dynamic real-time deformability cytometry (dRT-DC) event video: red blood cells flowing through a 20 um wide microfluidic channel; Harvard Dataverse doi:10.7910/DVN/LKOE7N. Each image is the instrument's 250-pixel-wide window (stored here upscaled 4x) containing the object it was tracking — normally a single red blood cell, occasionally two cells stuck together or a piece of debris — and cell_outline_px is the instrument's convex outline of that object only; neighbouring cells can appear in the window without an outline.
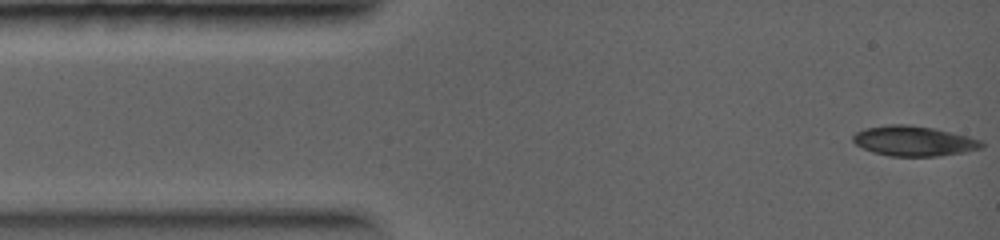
{"species": "common noctule bat (a hibernating species)", "species_latin": "Nyctalus noctula", "temperature_condition": "warm", "stored_images_in_passage": 34, "camera_frame_rate_fps": 5000, "um_per_image_px": 0.085, "animal": {"sex": "female", "body_mass_g": 19.0, "forearm_length_mm": 56.7}, "frame": {"image": 1, "passage_image": 1, "time_ms": 0.0, "image_size_px": [1000, 240], "cell_outline_px": [[984, 148], [964, 152], [936, 156], [892, 156], [872, 152], [856, 144], [852, 140], [852, 136], [856, 132], [864, 128], [888, 124], [908, 124], [932, 128], [968, 136], [980, 140], [984, 144]], "centroid_in_image_um": [77.66, 11.98], "position_along_channel_um": 7.3, "area_um2": 22.48}}
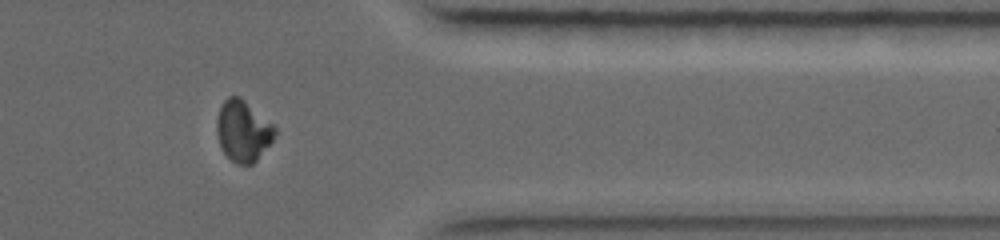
{"frame": {"image": 2, "passage_image": 25, "time_ms": 8.8, "image_size_px": [1000, 240], "cell_outline_px": [[276, 132], [272, 140], [256, 160], [252, 164], [236, 164], [220, 148], [216, 132], [216, 120], [220, 108], [224, 100], [228, 96], [240, 96], [272, 124], [276, 128]], "centroid_in_image_um": [20.62, 11.12], "position_along_channel_um": 390.8, "area_um2": 20.46}}
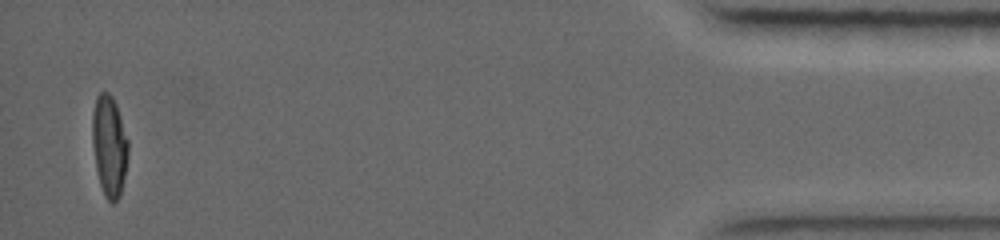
{"frame": {"image": 3, "passage_image": 34, "time_ms": 11.2, "image_size_px": [1000, 240], "cell_outline_px": [[128, 152], [124, 180], [120, 196], [112, 204], [104, 196], [100, 184], [96, 168], [92, 144], [92, 112], [96, 96], [100, 92], [108, 92], [112, 96], [116, 104], [128, 140]], "centroid_in_image_um": [9.28, 12.4], "position_along_channel_um": 425.9, "area_um2": 21.21}}